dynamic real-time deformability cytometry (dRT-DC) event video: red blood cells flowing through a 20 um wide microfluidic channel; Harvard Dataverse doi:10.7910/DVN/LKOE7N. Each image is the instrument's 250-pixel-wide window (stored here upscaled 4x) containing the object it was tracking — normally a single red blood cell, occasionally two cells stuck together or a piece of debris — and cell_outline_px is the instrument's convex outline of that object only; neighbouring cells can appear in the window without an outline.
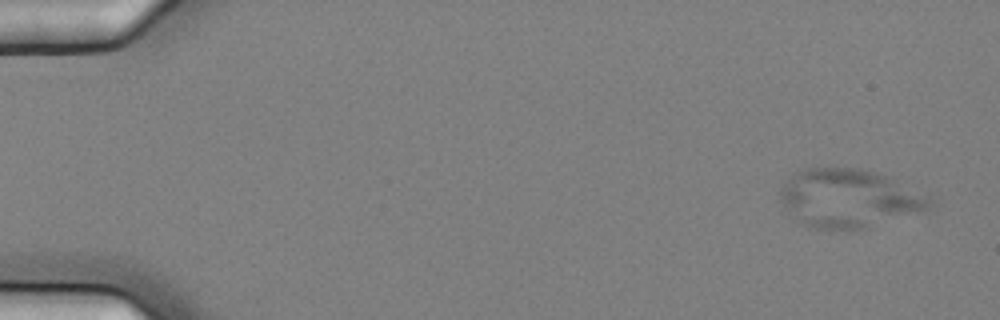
{"species": "common noctule bat (a hibernating species)", "species_latin": "Nyctalus noctula", "temperature_condition": "cold", "stored_images_in_passage": 5, "camera_frame_rate_fps": 3000, "um_per_image_px": 0.085, "animal": {"sex": "female", "body_mass_g": 25.1}, "frame": {"image": 1, "passage_image": 1, "time_ms": 0.0, "image_size_px": [1000, 320], "cell_outline_px": [[932, 204], [928, 208], [920, 212], [868, 228], [808, 228], [800, 224], [796, 220], [780, 200], [780, 188], [796, 172], [808, 168], [856, 168], [888, 176], [932, 196]], "centroid_in_image_um": [72.18, 16.86], "position_along_channel_um": 12.8, "area_um2": 50.63}}
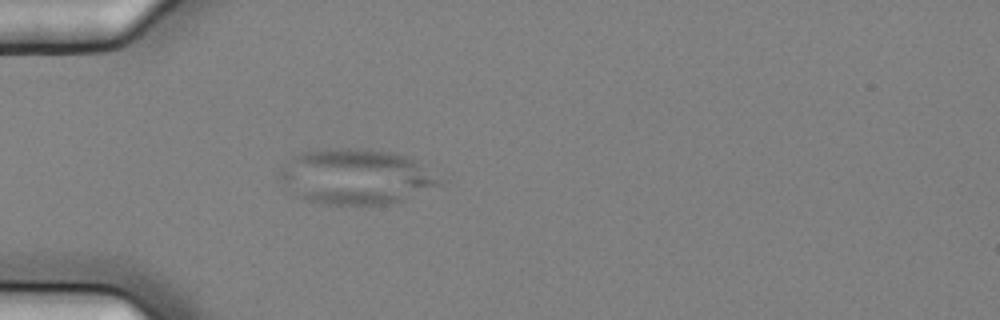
{"frame": {"image": 2, "passage_image": 5, "time_ms": 1.333, "image_size_px": [1000, 320], "cell_outline_px": [[440, 184], [404, 200], [388, 204], [320, 204], [308, 200], [300, 196], [280, 176], [280, 172], [284, 164], [292, 156], [300, 152], [332, 148], [356, 148], [392, 152], [408, 156], [416, 160], [440, 180]], "centroid_in_image_um": [30.27, 14.99], "position_along_channel_um": 54.7, "area_um2": 50.58}}